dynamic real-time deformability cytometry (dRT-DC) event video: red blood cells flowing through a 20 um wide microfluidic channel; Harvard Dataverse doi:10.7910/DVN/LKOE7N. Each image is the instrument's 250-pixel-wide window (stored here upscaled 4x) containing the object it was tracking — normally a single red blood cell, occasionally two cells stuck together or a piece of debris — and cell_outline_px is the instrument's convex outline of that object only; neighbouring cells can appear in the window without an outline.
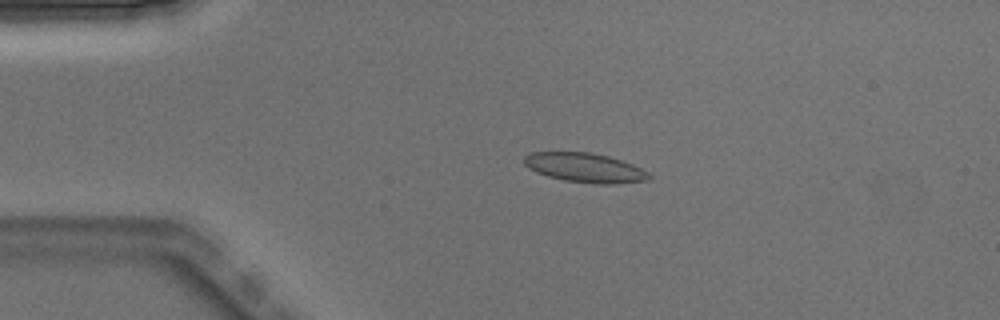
{"species": "Egyptian fruit bat (a non-hibernating species)", "species_latin": "Rousettus aegyptiacus", "temperature_condition": "warm", "stored_images_in_passage": 3, "camera_frame_rate_fps": 3000, "um_per_image_px": 0.085, "animal": {"sex": "male"}, "frame": {"image": 1, "passage_image": 2, "time_ms": 0.333, "image_size_px": [1000, 320], "cell_outline_px": [[652, 176], [648, 180], [616, 184], [596, 184], [564, 180], [548, 176], [536, 172], [528, 168], [524, 164], [524, 156], [532, 152], [588, 152], [608, 156], [632, 164], [648, 172]], "centroid_in_image_um": [49.71, 14.26], "position_along_channel_um": 35.3, "area_um2": 21.33}}